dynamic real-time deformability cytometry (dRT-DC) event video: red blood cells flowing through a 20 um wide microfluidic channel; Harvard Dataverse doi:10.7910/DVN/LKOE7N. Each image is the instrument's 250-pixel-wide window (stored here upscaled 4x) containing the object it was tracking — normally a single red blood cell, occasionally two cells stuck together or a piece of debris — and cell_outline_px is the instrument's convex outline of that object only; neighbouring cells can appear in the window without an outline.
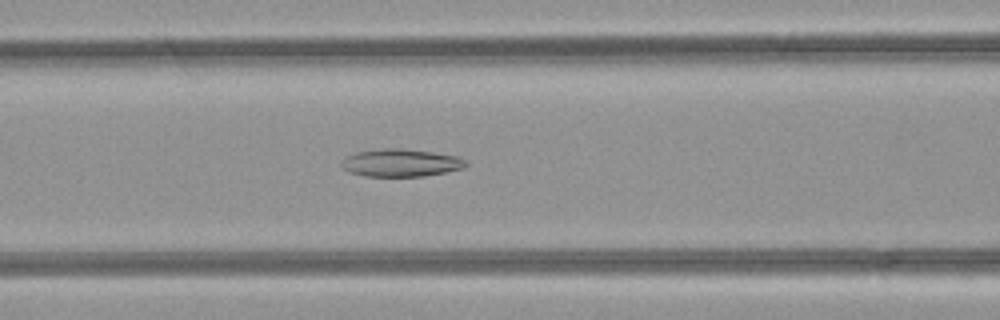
{"species": "common noctule bat (a hibernating species)", "species_latin": "Nyctalus noctula", "temperature_condition": "room temperature", "stored_images_in_passage": 43, "camera_frame_rate_fps": 3000, "um_per_image_px": 0.085, "animal": {"sex": "female", "body_mass_g": 21.9}, "frame": {"image": 1, "passage_image": 15, "time_ms": 4.667, "image_size_px": [1000, 320], "cell_outline_px": [[468, 164], [464, 168], [424, 176], [364, 176], [348, 172], [340, 164], [348, 156], [356, 152], [384, 148], [400, 148], [432, 152], [456, 156], [464, 160]], "centroid_in_image_um": [34.06, 13.84], "position_along_channel_um": 132.5, "area_um2": 19.83}}
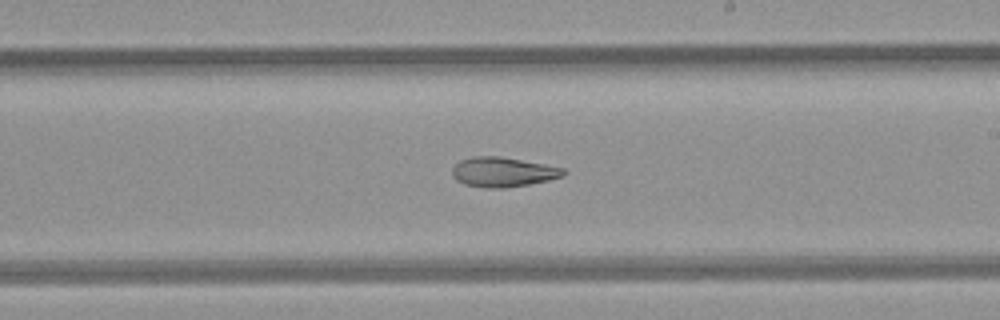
{"frame": {"image": 2, "passage_image": 23, "time_ms": 7.333, "image_size_px": [1000, 320], "cell_outline_px": [[568, 172], [564, 176], [548, 180], [528, 184], [504, 188], [484, 188], [464, 184], [456, 180], [452, 176], [452, 168], [460, 160], [472, 156], [500, 156], [544, 164], [564, 168]], "centroid_in_image_um": [42.74, 14.62], "position_along_channel_um": 246.3, "area_um2": 19.36}}
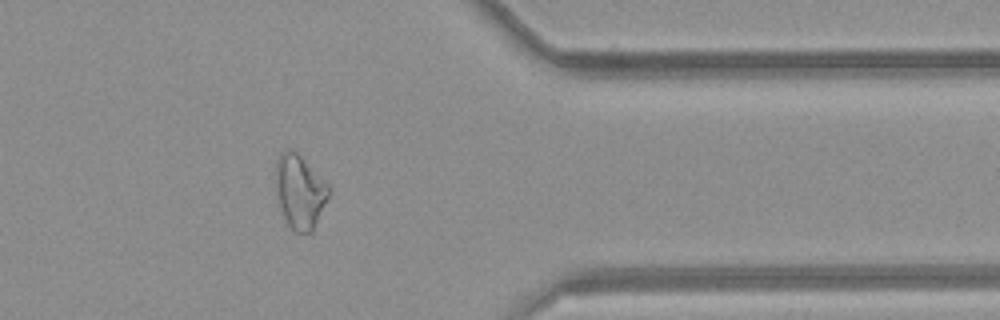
{"frame": {"image": 3, "passage_image": 34, "time_ms": 11.0, "image_size_px": [1000, 320], "cell_outline_px": [[332, 188], [312, 232], [296, 232], [288, 224], [284, 216], [280, 204], [276, 184], [276, 160], [280, 152], [288, 148], [292, 148]], "centroid_in_image_um": [25.49, 16.25], "position_along_channel_um": 385.9, "area_um2": 22.37}, "authors_computed_cell_mechanics": {"area_um2": 22.3686, "velocity_mm_per_s": 4.2672, "shape_relaxation_time_tau1_ms": null, "shape_relaxation_time_tau2_ms": 10.5565, "deformation_change_tau1": null, "deformation_change_tau2": 0.2365}}